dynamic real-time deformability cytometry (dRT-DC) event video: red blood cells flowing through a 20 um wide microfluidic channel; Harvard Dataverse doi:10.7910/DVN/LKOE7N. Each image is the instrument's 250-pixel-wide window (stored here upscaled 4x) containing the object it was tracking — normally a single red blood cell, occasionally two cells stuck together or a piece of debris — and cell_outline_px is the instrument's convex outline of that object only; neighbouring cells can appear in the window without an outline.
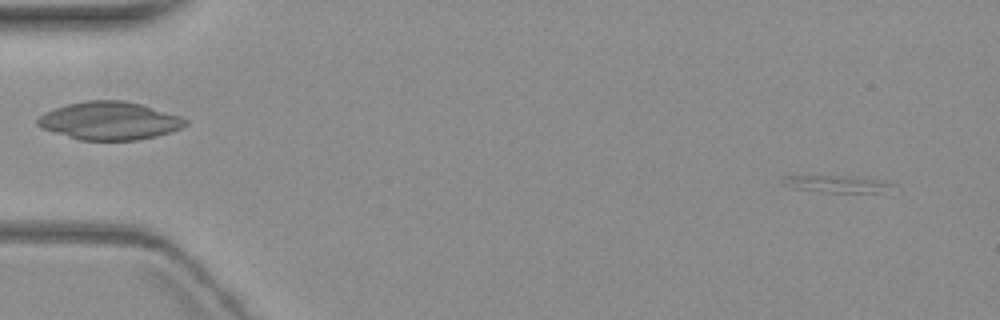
{"species": "common noctule bat (a hibernating species)", "species_latin": "Nyctalus noctula", "temperature_condition": "warm", "stored_images_in_passage": 5, "camera_frame_rate_fps": 3000, "um_per_image_px": 0.085, "animal": {"sex": "female", "body_mass_g": 19.3, "forearm_length_mm": 54.1}, "frame": {"image": 1, "passage_image": 1, "time_ms": 0.0, "image_size_px": [1000, 320], "cell_outline_px": [[896, 184], [880, 192], [824, 192], [788, 188], [780, 184], [780, 180], [784, 176], [856, 176], [888, 180]], "centroid_in_image_um": [71.08, 15.62], "position_along_channel_um": 13.9, "area_um2": 11.21}}